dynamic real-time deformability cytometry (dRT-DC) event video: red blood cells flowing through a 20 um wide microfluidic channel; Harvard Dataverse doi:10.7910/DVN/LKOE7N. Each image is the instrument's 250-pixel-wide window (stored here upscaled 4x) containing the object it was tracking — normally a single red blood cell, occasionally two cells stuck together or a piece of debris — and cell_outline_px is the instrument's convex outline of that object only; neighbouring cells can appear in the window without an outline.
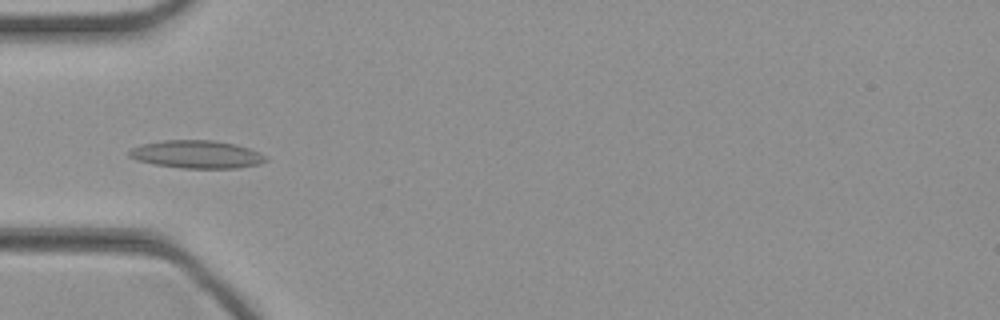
{"species": "common noctule bat (a hibernating species)", "species_latin": "Nyctalus noctula", "temperature_condition": "cold", "stored_images_in_passage": 46, "camera_frame_rate_fps": 3000, "um_per_image_px": 0.085, "animal": {"sex": "female", "body_mass_g": 21.9}, "frame": {"image": 1, "passage_image": 15, "time_ms": 4.667, "image_size_px": [1000, 320], "cell_outline_px": [[268, 160], [260, 164], [240, 168], [180, 168], [152, 164], [136, 160], [128, 156], [128, 152], [132, 148], [140, 144], [164, 140], [212, 140], [236, 144], [260, 152]], "centroid_in_image_um": [16.7, 13.12], "position_along_channel_um": 68.3, "area_um2": 22.37}}
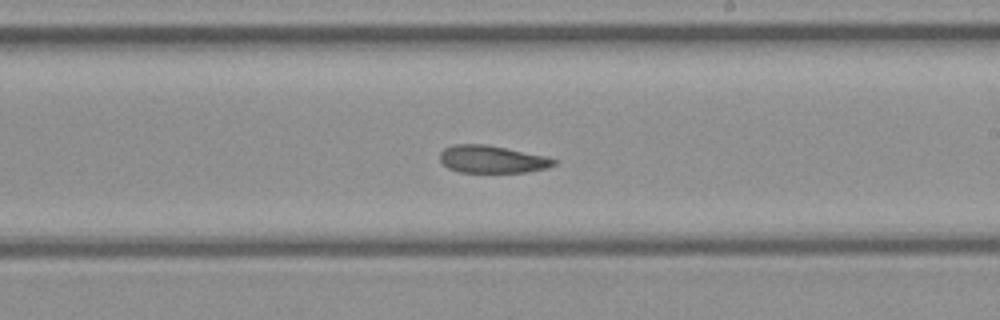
{"frame": {"image": 2, "passage_image": 27, "time_ms": 8.667, "image_size_px": [1000, 320], "cell_outline_px": [[556, 164], [548, 168], [524, 172], [460, 172], [448, 168], [440, 160], [440, 152], [444, 148], [452, 144], [484, 144], [548, 156], [556, 160]], "centroid_in_image_um": [41.83, 13.53], "position_along_channel_um": 247.2, "area_um2": 18.26}}
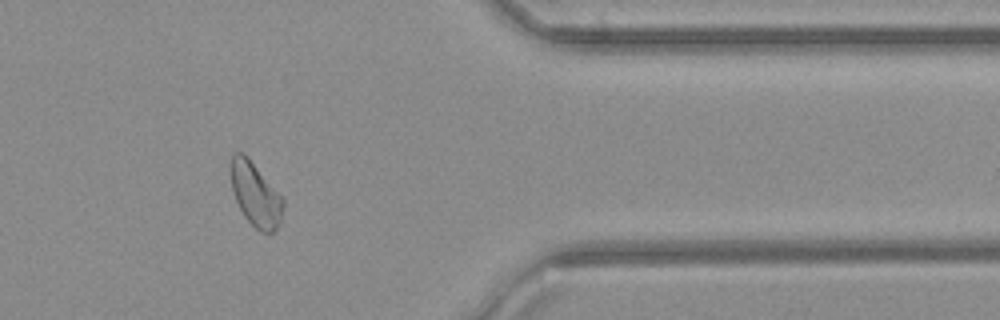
{"frame": {"image": 3, "passage_image": 38, "time_ms": 12.333, "image_size_px": [1000, 320], "cell_outline_px": [[284, 208], [280, 220], [276, 228], [272, 232], [260, 232], [244, 216], [236, 200], [232, 188], [228, 164], [232, 156], [236, 152], [244, 152], [248, 156], [284, 200]], "centroid_in_image_um": [21.68, 16.48], "position_along_channel_um": 389.7, "area_um2": 19.42}}